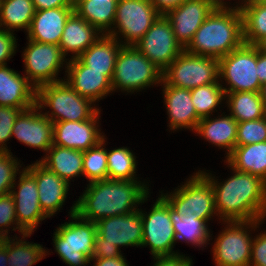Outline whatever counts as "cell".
Listing matches in <instances>:
<instances>
[{
    "label": "cell",
    "mask_w": 266,
    "mask_h": 266,
    "mask_svg": "<svg viewBox=\"0 0 266 266\" xmlns=\"http://www.w3.org/2000/svg\"><path fill=\"white\" fill-rule=\"evenodd\" d=\"M266 142V116L253 121L239 122L236 146Z\"/></svg>",
    "instance_id": "39"
},
{
    "label": "cell",
    "mask_w": 266,
    "mask_h": 266,
    "mask_svg": "<svg viewBox=\"0 0 266 266\" xmlns=\"http://www.w3.org/2000/svg\"><path fill=\"white\" fill-rule=\"evenodd\" d=\"M223 85L220 82H213L199 86L191 90V99L196 113L200 119L210 117L217 111L216 107L225 99ZM215 109V110H214Z\"/></svg>",
    "instance_id": "36"
},
{
    "label": "cell",
    "mask_w": 266,
    "mask_h": 266,
    "mask_svg": "<svg viewBox=\"0 0 266 266\" xmlns=\"http://www.w3.org/2000/svg\"><path fill=\"white\" fill-rule=\"evenodd\" d=\"M136 156L127 147L107 151V170L110 180H137Z\"/></svg>",
    "instance_id": "37"
},
{
    "label": "cell",
    "mask_w": 266,
    "mask_h": 266,
    "mask_svg": "<svg viewBox=\"0 0 266 266\" xmlns=\"http://www.w3.org/2000/svg\"><path fill=\"white\" fill-rule=\"evenodd\" d=\"M119 0H73L74 11L101 34H109Z\"/></svg>",
    "instance_id": "29"
},
{
    "label": "cell",
    "mask_w": 266,
    "mask_h": 266,
    "mask_svg": "<svg viewBox=\"0 0 266 266\" xmlns=\"http://www.w3.org/2000/svg\"><path fill=\"white\" fill-rule=\"evenodd\" d=\"M8 251L6 250V238H0V266H8Z\"/></svg>",
    "instance_id": "52"
},
{
    "label": "cell",
    "mask_w": 266,
    "mask_h": 266,
    "mask_svg": "<svg viewBox=\"0 0 266 266\" xmlns=\"http://www.w3.org/2000/svg\"><path fill=\"white\" fill-rule=\"evenodd\" d=\"M101 35L94 26L74 11L66 21L59 47L64 56L71 52V59L78 58Z\"/></svg>",
    "instance_id": "25"
},
{
    "label": "cell",
    "mask_w": 266,
    "mask_h": 266,
    "mask_svg": "<svg viewBox=\"0 0 266 266\" xmlns=\"http://www.w3.org/2000/svg\"><path fill=\"white\" fill-rule=\"evenodd\" d=\"M37 88L24 76L0 66V106L31 108L36 105Z\"/></svg>",
    "instance_id": "23"
},
{
    "label": "cell",
    "mask_w": 266,
    "mask_h": 266,
    "mask_svg": "<svg viewBox=\"0 0 266 266\" xmlns=\"http://www.w3.org/2000/svg\"><path fill=\"white\" fill-rule=\"evenodd\" d=\"M170 219L173 222V228L176 235V241H186L199 247H206L210 241V230L203 219H199L195 214L181 217L170 207Z\"/></svg>",
    "instance_id": "32"
},
{
    "label": "cell",
    "mask_w": 266,
    "mask_h": 266,
    "mask_svg": "<svg viewBox=\"0 0 266 266\" xmlns=\"http://www.w3.org/2000/svg\"><path fill=\"white\" fill-rule=\"evenodd\" d=\"M69 214L72 222L61 224L54 232V249L59 258L69 266H85L90 263L93 255L96 224L76 214V203Z\"/></svg>",
    "instance_id": "5"
},
{
    "label": "cell",
    "mask_w": 266,
    "mask_h": 266,
    "mask_svg": "<svg viewBox=\"0 0 266 266\" xmlns=\"http://www.w3.org/2000/svg\"><path fill=\"white\" fill-rule=\"evenodd\" d=\"M255 46L257 49L261 52L266 53V36L262 37L256 44Z\"/></svg>",
    "instance_id": "53"
},
{
    "label": "cell",
    "mask_w": 266,
    "mask_h": 266,
    "mask_svg": "<svg viewBox=\"0 0 266 266\" xmlns=\"http://www.w3.org/2000/svg\"><path fill=\"white\" fill-rule=\"evenodd\" d=\"M160 15L150 0H119L113 29L108 35L117 40L122 35L125 38L124 43L120 41L122 45L134 46Z\"/></svg>",
    "instance_id": "11"
},
{
    "label": "cell",
    "mask_w": 266,
    "mask_h": 266,
    "mask_svg": "<svg viewBox=\"0 0 266 266\" xmlns=\"http://www.w3.org/2000/svg\"><path fill=\"white\" fill-rule=\"evenodd\" d=\"M262 222L223 221L226 228L219 233L212 248L216 266H249L253 242L249 229L255 231Z\"/></svg>",
    "instance_id": "10"
},
{
    "label": "cell",
    "mask_w": 266,
    "mask_h": 266,
    "mask_svg": "<svg viewBox=\"0 0 266 266\" xmlns=\"http://www.w3.org/2000/svg\"><path fill=\"white\" fill-rule=\"evenodd\" d=\"M74 7L51 8L35 11L27 39L38 43L59 45L66 21Z\"/></svg>",
    "instance_id": "24"
},
{
    "label": "cell",
    "mask_w": 266,
    "mask_h": 266,
    "mask_svg": "<svg viewBox=\"0 0 266 266\" xmlns=\"http://www.w3.org/2000/svg\"><path fill=\"white\" fill-rule=\"evenodd\" d=\"M41 109L33 107L21 111L12 128V137L32 148L47 152L53 145V122Z\"/></svg>",
    "instance_id": "17"
},
{
    "label": "cell",
    "mask_w": 266,
    "mask_h": 266,
    "mask_svg": "<svg viewBox=\"0 0 266 266\" xmlns=\"http://www.w3.org/2000/svg\"><path fill=\"white\" fill-rule=\"evenodd\" d=\"M230 115L239 123L258 120L266 116L260 92L225 93Z\"/></svg>",
    "instance_id": "31"
},
{
    "label": "cell",
    "mask_w": 266,
    "mask_h": 266,
    "mask_svg": "<svg viewBox=\"0 0 266 266\" xmlns=\"http://www.w3.org/2000/svg\"><path fill=\"white\" fill-rule=\"evenodd\" d=\"M156 261L153 266H192V259L183 254L173 256L153 257Z\"/></svg>",
    "instance_id": "45"
},
{
    "label": "cell",
    "mask_w": 266,
    "mask_h": 266,
    "mask_svg": "<svg viewBox=\"0 0 266 266\" xmlns=\"http://www.w3.org/2000/svg\"><path fill=\"white\" fill-rule=\"evenodd\" d=\"M13 33L0 28V66L7 65L6 61L16 52L17 39Z\"/></svg>",
    "instance_id": "43"
},
{
    "label": "cell",
    "mask_w": 266,
    "mask_h": 266,
    "mask_svg": "<svg viewBox=\"0 0 266 266\" xmlns=\"http://www.w3.org/2000/svg\"><path fill=\"white\" fill-rule=\"evenodd\" d=\"M35 11L32 0H0V28L28 32Z\"/></svg>",
    "instance_id": "33"
},
{
    "label": "cell",
    "mask_w": 266,
    "mask_h": 266,
    "mask_svg": "<svg viewBox=\"0 0 266 266\" xmlns=\"http://www.w3.org/2000/svg\"><path fill=\"white\" fill-rule=\"evenodd\" d=\"M67 72L66 82L80 96L91 100L93 103L103 99L113 91L111 80L103 72L92 71L78 58H68L65 67Z\"/></svg>",
    "instance_id": "20"
},
{
    "label": "cell",
    "mask_w": 266,
    "mask_h": 266,
    "mask_svg": "<svg viewBox=\"0 0 266 266\" xmlns=\"http://www.w3.org/2000/svg\"><path fill=\"white\" fill-rule=\"evenodd\" d=\"M260 2H262L264 5H266V0H259Z\"/></svg>",
    "instance_id": "55"
},
{
    "label": "cell",
    "mask_w": 266,
    "mask_h": 266,
    "mask_svg": "<svg viewBox=\"0 0 266 266\" xmlns=\"http://www.w3.org/2000/svg\"><path fill=\"white\" fill-rule=\"evenodd\" d=\"M36 11L51 8L74 7L73 0H32Z\"/></svg>",
    "instance_id": "47"
},
{
    "label": "cell",
    "mask_w": 266,
    "mask_h": 266,
    "mask_svg": "<svg viewBox=\"0 0 266 266\" xmlns=\"http://www.w3.org/2000/svg\"><path fill=\"white\" fill-rule=\"evenodd\" d=\"M260 94H261V98H262L263 103H264V108L266 110V83L264 85H262Z\"/></svg>",
    "instance_id": "54"
},
{
    "label": "cell",
    "mask_w": 266,
    "mask_h": 266,
    "mask_svg": "<svg viewBox=\"0 0 266 266\" xmlns=\"http://www.w3.org/2000/svg\"><path fill=\"white\" fill-rule=\"evenodd\" d=\"M141 211L143 237L141 247H150L153 257L173 256L180 254L173 251L176 235L173 222L170 219V206L159 196L151 211L146 214Z\"/></svg>",
    "instance_id": "12"
},
{
    "label": "cell",
    "mask_w": 266,
    "mask_h": 266,
    "mask_svg": "<svg viewBox=\"0 0 266 266\" xmlns=\"http://www.w3.org/2000/svg\"><path fill=\"white\" fill-rule=\"evenodd\" d=\"M17 239L16 236L12 239L10 236L6 237L8 266H32L46 257L48 252L42 245Z\"/></svg>",
    "instance_id": "35"
},
{
    "label": "cell",
    "mask_w": 266,
    "mask_h": 266,
    "mask_svg": "<svg viewBox=\"0 0 266 266\" xmlns=\"http://www.w3.org/2000/svg\"><path fill=\"white\" fill-rule=\"evenodd\" d=\"M125 259L124 256H118L115 258L90 259V262L92 260L96 261L93 266H129Z\"/></svg>",
    "instance_id": "50"
},
{
    "label": "cell",
    "mask_w": 266,
    "mask_h": 266,
    "mask_svg": "<svg viewBox=\"0 0 266 266\" xmlns=\"http://www.w3.org/2000/svg\"><path fill=\"white\" fill-rule=\"evenodd\" d=\"M257 64V47L243 43L226 56L219 59V80L229 85L223 87L225 93L260 92Z\"/></svg>",
    "instance_id": "9"
},
{
    "label": "cell",
    "mask_w": 266,
    "mask_h": 266,
    "mask_svg": "<svg viewBox=\"0 0 266 266\" xmlns=\"http://www.w3.org/2000/svg\"><path fill=\"white\" fill-rule=\"evenodd\" d=\"M213 11L210 0H185L168 11L165 17L173 27L176 41L185 49L197 29Z\"/></svg>",
    "instance_id": "19"
},
{
    "label": "cell",
    "mask_w": 266,
    "mask_h": 266,
    "mask_svg": "<svg viewBox=\"0 0 266 266\" xmlns=\"http://www.w3.org/2000/svg\"><path fill=\"white\" fill-rule=\"evenodd\" d=\"M163 84V97L169 118L170 130L192 129L196 130L201 120L193 106L191 90Z\"/></svg>",
    "instance_id": "22"
},
{
    "label": "cell",
    "mask_w": 266,
    "mask_h": 266,
    "mask_svg": "<svg viewBox=\"0 0 266 266\" xmlns=\"http://www.w3.org/2000/svg\"><path fill=\"white\" fill-rule=\"evenodd\" d=\"M13 226L12 231H16L21 233L22 238L25 240L26 237H30L33 233H24L19 227L17 223V216L15 210V202L11 193H7L4 195H0V238H6L8 236V232L10 231L7 228ZM6 228V229H5Z\"/></svg>",
    "instance_id": "40"
},
{
    "label": "cell",
    "mask_w": 266,
    "mask_h": 266,
    "mask_svg": "<svg viewBox=\"0 0 266 266\" xmlns=\"http://www.w3.org/2000/svg\"><path fill=\"white\" fill-rule=\"evenodd\" d=\"M233 176L218 183L211 173L199 172L210 182L219 220L251 221L266 217V181L261 177L233 169ZM213 176V177H212Z\"/></svg>",
    "instance_id": "1"
},
{
    "label": "cell",
    "mask_w": 266,
    "mask_h": 266,
    "mask_svg": "<svg viewBox=\"0 0 266 266\" xmlns=\"http://www.w3.org/2000/svg\"><path fill=\"white\" fill-rule=\"evenodd\" d=\"M241 13L244 43L255 45L266 36V5L259 0H249Z\"/></svg>",
    "instance_id": "34"
},
{
    "label": "cell",
    "mask_w": 266,
    "mask_h": 266,
    "mask_svg": "<svg viewBox=\"0 0 266 266\" xmlns=\"http://www.w3.org/2000/svg\"><path fill=\"white\" fill-rule=\"evenodd\" d=\"M249 266H266V231L253 238Z\"/></svg>",
    "instance_id": "44"
},
{
    "label": "cell",
    "mask_w": 266,
    "mask_h": 266,
    "mask_svg": "<svg viewBox=\"0 0 266 266\" xmlns=\"http://www.w3.org/2000/svg\"><path fill=\"white\" fill-rule=\"evenodd\" d=\"M25 168L35 177L40 207L50 218L64 205L70 183L47 169L38 160Z\"/></svg>",
    "instance_id": "21"
},
{
    "label": "cell",
    "mask_w": 266,
    "mask_h": 266,
    "mask_svg": "<svg viewBox=\"0 0 266 266\" xmlns=\"http://www.w3.org/2000/svg\"><path fill=\"white\" fill-rule=\"evenodd\" d=\"M121 47L120 39L102 34L78 59L92 71L103 72L111 80Z\"/></svg>",
    "instance_id": "26"
},
{
    "label": "cell",
    "mask_w": 266,
    "mask_h": 266,
    "mask_svg": "<svg viewBox=\"0 0 266 266\" xmlns=\"http://www.w3.org/2000/svg\"><path fill=\"white\" fill-rule=\"evenodd\" d=\"M221 116L201 119L195 132L214 146L226 149L228 156L236 146L238 122L230 114Z\"/></svg>",
    "instance_id": "27"
},
{
    "label": "cell",
    "mask_w": 266,
    "mask_h": 266,
    "mask_svg": "<svg viewBox=\"0 0 266 266\" xmlns=\"http://www.w3.org/2000/svg\"><path fill=\"white\" fill-rule=\"evenodd\" d=\"M162 71L133 45H122L116 59L113 77V91L116 89L134 93L161 84Z\"/></svg>",
    "instance_id": "6"
},
{
    "label": "cell",
    "mask_w": 266,
    "mask_h": 266,
    "mask_svg": "<svg viewBox=\"0 0 266 266\" xmlns=\"http://www.w3.org/2000/svg\"><path fill=\"white\" fill-rule=\"evenodd\" d=\"M19 173V180L16 183L18 187L14 183L15 186L13 185L10 193L15 202L18 227L24 233H32L40 224L39 222L48 217L40 207L35 177L26 168H23Z\"/></svg>",
    "instance_id": "16"
},
{
    "label": "cell",
    "mask_w": 266,
    "mask_h": 266,
    "mask_svg": "<svg viewBox=\"0 0 266 266\" xmlns=\"http://www.w3.org/2000/svg\"><path fill=\"white\" fill-rule=\"evenodd\" d=\"M95 224L97 234L94 244L116 245L118 248L142 245L143 224L140 210L103 218Z\"/></svg>",
    "instance_id": "15"
},
{
    "label": "cell",
    "mask_w": 266,
    "mask_h": 266,
    "mask_svg": "<svg viewBox=\"0 0 266 266\" xmlns=\"http://www.w3.org/2000/svg\"><path fill=\"white\" fill-rule=\"evenodd\" d=\"M219 80V60L183 52L162 72L165 85L192 90Z\"/></svg>",
    "instance_id": "8"
},
{
    "label": "cell",
    "mask_w": 266,
    "mask_h": 266,
    "mask_svg": "<svg viewBox=\"0 0 266 266\" xmlns=\"http://www.w3.org/2000/svg\"><path fill=\"white\" fill-rule=\"evenodd\" d=\"M93 104V106H92ZM36 105L40 109L49 107L43 113L53 123L60 121H85L91 119L100 109L95 104L80 96L65 81L44 84L37 88Z\"/></svg>",
    "instance_id": "4"
},
{
    "label": "cell",
    "mask_w": 266,
    "mask_h": 266,
    "mask_svg": "<svg viewBox=\"0 0 266 266\" xmlns=\"http://www.w3.org/2000/svg\"><path fill=\"white\" fill-rule=\"evenodd\" d=\"M116 245L94 244V251L91 259L115 258L122 256L121 250Z\"/></svg>",
    "instance_id": "46"
},
{
    "label": "cell",
    "mask_w": 266,
    "mask_h": 266,
    "mask_svg": "<svg viewBox=\"0 0 266 266\" xmlns=\"http://www.w3.org/2000/svg\"><path fill=\"white\" fill-rule=\"evenodd\" d=\"M134 46L162 72L184 50L176 41L173 27L165 15H160Z\"/></svg>",
    "instance_id": "14"
},
{
    "label": "cell",
    "mask_w": 266,
    "mask_h": 266,
    "mask_svg": "<svg viewBox=\"0 0 266 266\" xmlns=\"http://www.w3.org/2000/svg\"><path fill=\"white\" fill-rule=\"evenodd\" d=\"M248 1L249 0H242L240 6H238V4H236L237 6L229 7V6H226L227 4L224 2V0H210L214 9H231V10H237L240 12L245 7V5L247 4Z\"/></svg>",
    "instance_id": "51"
},
{
    "label": "cell",
    "mask_w": 266,
    "mask_h": 266,
    "mask_svg": "<svg viewBox=\"0 0 266 266\" xmlns=\"http://www.w3.org/2000/svg\"><path fill=\"white\" fill-rule=\"evenodd\" d=\"M23 52L25 76L36 88L49 83L62 81L57 79L60 68L67 65L59 45L38 43L28 40ZM66 60V61H65ZM65 62V63H63Z\"/></svg>",
    "instance_id": "13"
},
{
    "label": "cell",
    "mask_w": 266,
    "mask_h": 266,
    "mask_svg": "<svg viewBox=\"0 0 266 266\" xmlns=\"http://www.w3.org/2000/svg\"><path fill=\"white\" fill-rule=\"evenodd\" d=\"M225 162L241 172L261 177L266 181V142L235 146Z\"/></svg>",
    "instance_id": "30"
},
{
    "label": "cell",
    "mask_w": 266,
    "mask_h": 266,
    "mask_svg": "<svg viewBox=\"0 0 266 266\" xmlns=\"http://www.w3.org/2000/svg\"><path fill=\"white\" fill-rule=\"evenodd\" d=\"M178 187L173 193H162L160 196L181 217L195 214L208 223L213 214L218 215L213 188L199 171L189 177L184 185Z\"/></svg>",
    "instance_id": "7"
},
{
    "label": "cell",
    "mask_w": 266,
    "mask_h": 266,
    "mask_svg": "<svg viewBox=\"0 0 266 266\" xmlns=\"http://www.w3.org/2000/svg\"><path fill=\"white\" fill-rule=\"evenodd\" d=\"M10 151L0 152V195L10 193L22 166ZM17 174V175H16Z\"/></svg>",
    "instance_id": "41"
},
{
    "label": "cell",
    "mask_w": 266,
    "mask_h": 266,
    "mask_svg": "<svg viewBox=\"0 0 266 266\" xmlns=\"http://www.w3.org/2000/svg\"><path fill=\"white\" fill-rule=\"evenodd\" d=\"M258 78L261 85L266 83V53L257 49V64Z\"/></svg>",
    "instance_id": "49"
},
{
    "label": "cell",
    "mask_w": 266,
    "mask_h": 266,
    "mask_svg": "<svg viewBox=\"0 0 266 266\" xmlns=\"http://www.w3.org/2000/svg\"><path fill=\"white\" fill-rule=\"evenodd\" d=\"M243 43L242 13L231 9H214L184 50L219 60Z\"/></svg>",
    "instance_id": "3"
},
{
    "label": "cell",
    "mask_w": 266,
    "mask_h": 266,
    "mask_svg": "<svg viewBox=\"0 0 266 266\" xmlns=\"http://www.w3.org/2000/svg\"><path fill=\"white\" fill-rule=\"evenodd\" d=\"M184 1L185 0H150L161 15H165L168 11L179 6Z\"/></svg>",
    "instance_id": "48"
},
{
    "label": "cell",
    "mask_w": 266,
    "mask_h": 266,
    "mask_svg": "<svg viewBox=\"0 0 266 266\" xmlns=\"http://www.w3.org/2000/svg\"><path fill=\"white\" fill-rule=\"evenodd\" d=\"M39 162L70 183L74 177L84 176L83 151L52 145Z\"/></svg>",
    "instance_id": "28"
},
{
    "label": "cell",
    "mask_w": 266,
    "mask_h": 266,
    "mask_svg": "<svg viewBox=\"0 0 266 266\" xmlns=\"http://www.w3.org/2000/svg\"><path fill=\"white\" fill-rule=\"evenodd\" d=\"M100 112L85 121L53 123V145L80 151L97 146L105 137L98 129Z\"/></svg>",
    "instance_id": "18"
},
{
    "label": "cell",
    "mask_w": 266,
    "mask_h": 266,
    "mask_svg": "<svg viewBox=\"0 0 266 266\" xmlns=\"http://www.w3.org/2000/svg\"><path fill=\"white\" fill-rule=\"evenodd\" d=\"M148 188L139 180L90 182L83 195L75 201L76 214L94 223L103 218L126 215L139 210L137 205L148 200Z\"/></svg>",
    "instance_id": "2"
},
{
    "label": "cell",
    "mask_w": 266,
    "mask_h": 266,
    "mask_svg": "<svg viewBox=\"0 0 266 266\" xmlns=\"http://www.w3.org/2000/svg\"><path fill=\"white\" fill-rule=\"evenodd\" d=\"M104 144L105 137L97 146L83 151V173L89 183L108 179L107 150L103 148Z\"/></svg>",
    "instance_id": "38"
},
{
    "label": "cell",
    "mask_w": 266,
    "mask_h": 266,
    "mask_svg": "<svg viewBox=\"0 0 266 266\" xmlns=\"http://www.w3.org/2000/svg\"><path fill=\"white\" fill-rule=\"evenodd\" d=\"M29 108H14L9 106H0V152L11 151L7 147V141L12 138V128L15 124L18 114Z\"/></svg>",
    "instance_id": "42"
}]
</instances>
